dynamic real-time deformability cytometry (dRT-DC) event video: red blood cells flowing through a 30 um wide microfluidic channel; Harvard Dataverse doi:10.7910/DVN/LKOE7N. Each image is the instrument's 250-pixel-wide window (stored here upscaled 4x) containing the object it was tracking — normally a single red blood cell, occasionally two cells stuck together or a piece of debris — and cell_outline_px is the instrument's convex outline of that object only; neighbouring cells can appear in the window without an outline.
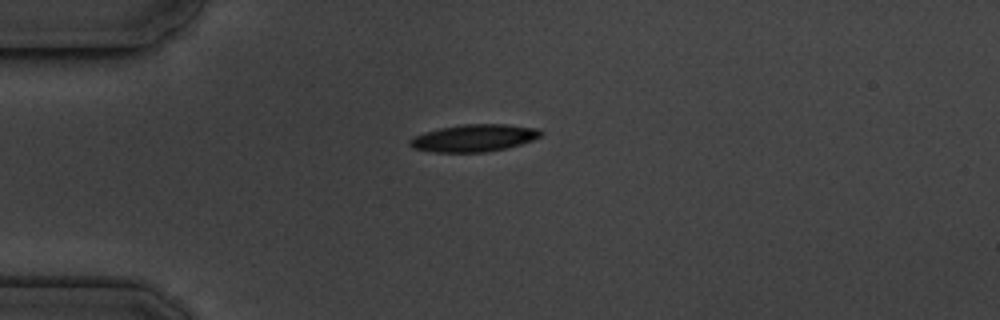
{"species": "common noctule bat (a hibernating species)", "species_latin": "Nyctalus noctula", "temperature_condition": "cold", "stored_images_in_passage": 4, "camera_frame_rate_fps": 3000, "um_per_image_px": 0.085, "animal": {"sex": "male", "body_mass_g": 19.5, "forearm_length_mm": 54.6}, "frame": {"image": 1, "passage_image": 1, "time_ms": 0.0, "image_size_px": [1000, 320], "cell_outline_px": [[544, 132], [540, 136], [532, 140], [520, 144], [504, 148], [484, 152], [432, 152], [412, 148], [408, 144], [408, 140], [412, 136], [424, 132], [440, 128], [464, 124], [504, 124], [540, 128]], "centroid_in_image_um": [40.25, 11.72], "position_along_channel_um": 44.7, "area_um2": 20.87}}
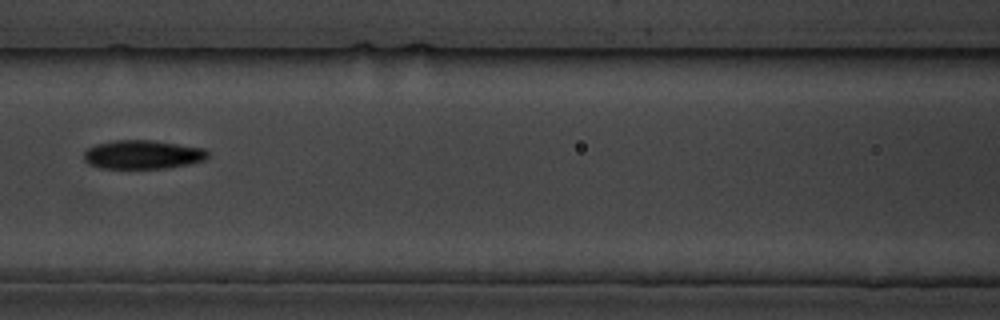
{"frame": {"image": 2, "passage_image": 4, "time_ms": 3.667, "image_size_px": [1000, 320], "cell_outline_px": [[208, 156], [204, 160], [188, 164], [168, 168], [100, 168], [88, 164], [84, 160], [84, 152], [88, 148], [96, 144], [112, 140], [152, 140], [204, 148], [208, 152]], "centroid_in_image_um": [12.1, 13.14], "position_along_channel_um": 154.5, "area_um2": 20.81}}